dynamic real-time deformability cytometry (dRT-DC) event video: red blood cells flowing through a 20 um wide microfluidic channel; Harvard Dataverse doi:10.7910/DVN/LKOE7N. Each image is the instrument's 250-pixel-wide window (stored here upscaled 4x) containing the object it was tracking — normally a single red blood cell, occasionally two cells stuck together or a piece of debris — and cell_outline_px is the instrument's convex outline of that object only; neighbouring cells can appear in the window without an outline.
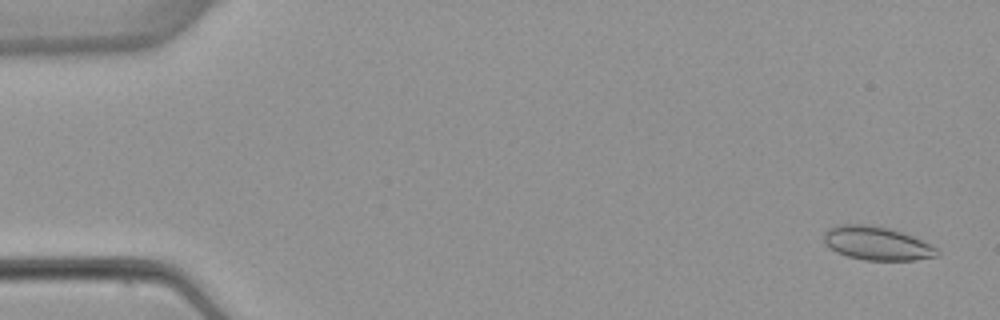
{"species": "common noctule bat (a hibernating species)", "species_latin": "Nyctalus noctula", "temperature_condition": "warm", "stored_images_in_passage": 6, "camera_frame_rate_fps": 3000, "um_per_image_px": 0.085, "animal": {"sex": "female", "body_mass_g": 22.7, "forearm_length_mm": 54.2}, "frame": {"image": 1, "passage_image": 1, "time_ms": 0.0, "image_size_px": [1000, 320], "cell_outline_px": [[940, 256], [916, 260], [864, 260], [848, 256], [836, 252], [824, 244], [824, 232], [828, 228], [836, 224], [872, 224], [888, 228], [912, 236], [936, 248], [940, 252]], "centroid_in_image_um": [74.5, 20.68], "position_along_channel_um": 10.5, "area_um2": 22.25}}
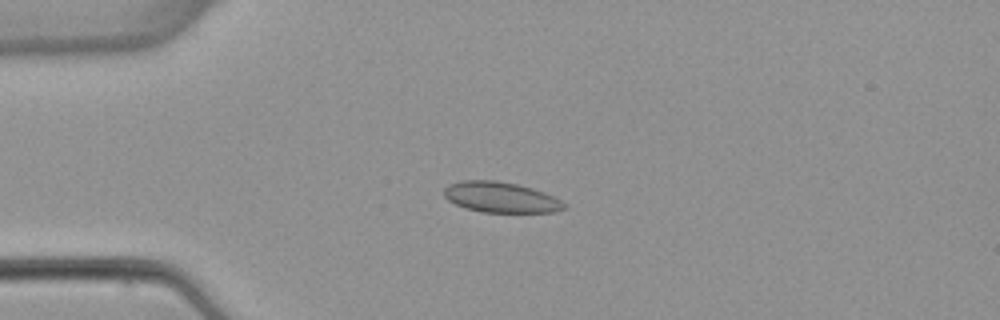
{"frame": {"image": 2, "passage_image": 4, "time_ms": 3.667, "image_size_px": [1000, 320], "cell_outline_px": [[568, 208], [556, 212], [484, 212], [464, 208], [448, 200], [444, 196], [444, 188], [448, 184], [460, 180], [496, 180], [516, 184], [532, 188], [544, 192], [568, 204]], "centroid_in_image_um": [42.57, 16.77], "position_along_channel_um": 42.4, "area_um2": 21.56}}
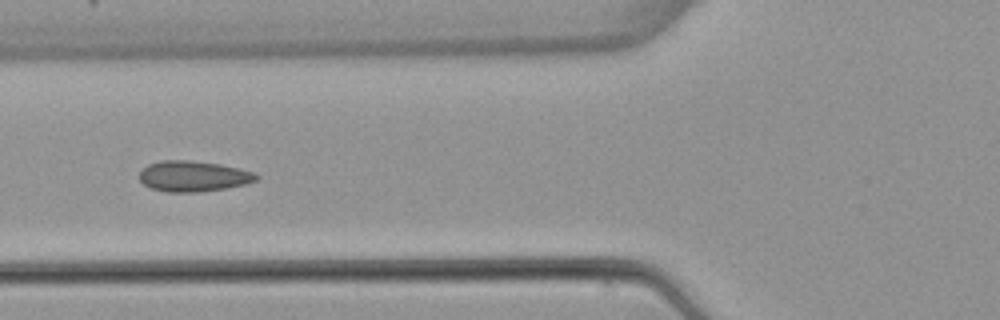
{"frame": {"image": 3, "passage_image": 6, "time_ms": 6.0, "image_size_px": [1000, 320], "cell_outline_px": [[260, 176], [256, 180], [248, 184], [228, 188], [200, 192], [168, 192], [152, 188], [144, 184], [140, 180], [140, 172], [148, 164], [160, 160], [192, 160], [220, 164], [252, 172]], "centroid_in_image_um": [16.44, 14.98], "position_along_channel_um": 109.4, "area_um2": 20.92}}